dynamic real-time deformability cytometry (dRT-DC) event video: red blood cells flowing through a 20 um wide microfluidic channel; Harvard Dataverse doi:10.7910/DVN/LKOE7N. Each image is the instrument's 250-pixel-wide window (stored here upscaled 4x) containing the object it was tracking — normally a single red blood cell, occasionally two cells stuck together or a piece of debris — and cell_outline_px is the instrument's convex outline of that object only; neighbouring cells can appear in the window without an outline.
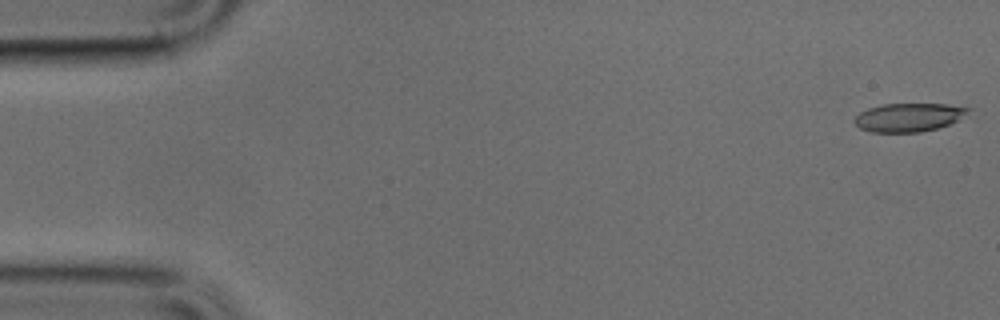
{"species": "common noctule bat (a hibernating species)", "species_latin": "Nyctalus noctula", "temperature_condition": "cold", "stored_images_in_passage": 49, "camera_frame_rate_fps": 3000, "um_per_image_px": 0.085, "animal": {"sex": "male", "body_mass_g": 17.9, "forearm_length_mm": 54.2}, "frame": {"image": 1, "passage_image": 1, "time_ms": 0.0, "image_size_px": [1000, 320], "cell_outline_px": [[972, 108], [956, 120], [948, 124], [936, 128], [920, 132], [872, 132], [860, 128], [852, 120], [860, 112], [868, 108], [884, 104], [948, 104]], "centroid_in_image_um": [77.19, 9.97], "position_along_channel_um": 7.8, "area_um2": 18.61}}
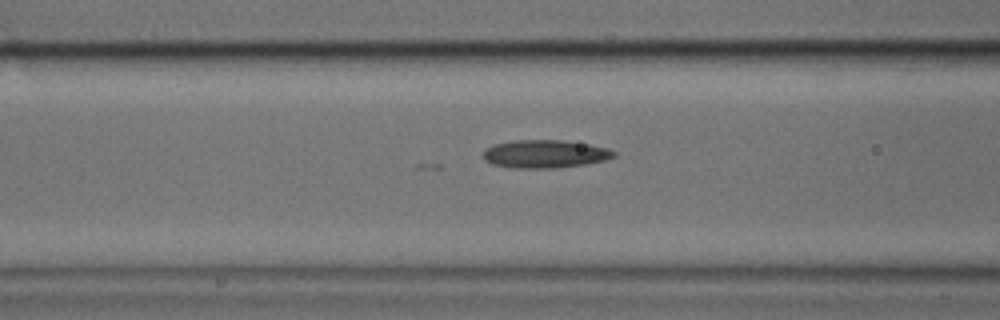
{"frame": {"image": 2, "passage_image": 19, "time_ms": 6.0, "image_size_px": [1000, 320], "cell_outline_px": [[616, 156], [604, 160], [584, 164], [556, 168], [512, 168], [492, 164], [484, 160], [484, 148], [492, 144], [512, 140], [564, 140], [588, 144], [608, 148], [616, 152]], "centroid_in_image_um": [46.29, 13.08], "position_along_channel_um": 120.3, "area_um2": 21.5}}
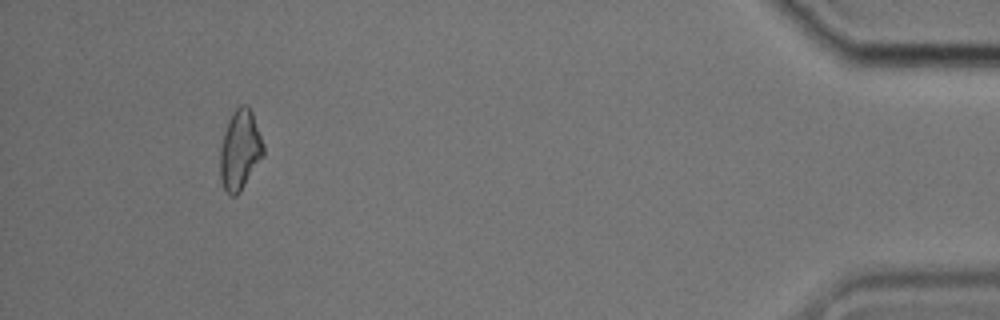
{"frame": {"image": 3, "passage_image": 46, "time_ms": 15.0, "image_size_px": [1000, 320], "cell_outline_px": [[264, 156], [240, 192], [236, 196], [228, 196], [220, 180], [220, 144], [228, 120], [232, 112], [240, 104], [244, 104], [252, 112], [264, 144]], "centroid_in_image_um": [20.39, 12.77], "position_along_channel_um": 414.8, "area_um2": 20.4}}